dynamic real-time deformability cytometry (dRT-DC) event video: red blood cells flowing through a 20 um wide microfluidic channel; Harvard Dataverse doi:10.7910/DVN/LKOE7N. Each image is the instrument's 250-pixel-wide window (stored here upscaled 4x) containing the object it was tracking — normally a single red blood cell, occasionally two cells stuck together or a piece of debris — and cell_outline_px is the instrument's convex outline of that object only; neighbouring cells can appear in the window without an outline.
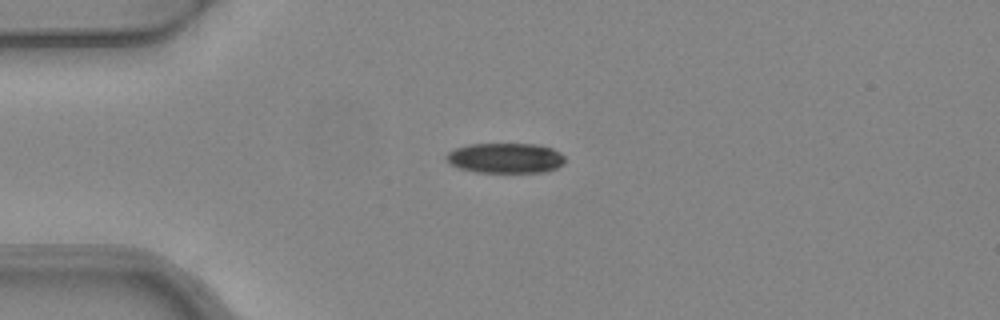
{"species": "common noctule bat (a hibernating species)", "species_latin": "Nyctalus noctula", "temperature_condition": "warm", "stored_images_in_passage": 1, "camera_frame_rate_fps": 3000, "um_per_image_px": 0.085, "animal": {"sex": "female", "body_mass_g": 24.6, "forearm_length_mm": 56.2}, "frame": {"image": 1, "passage_image": 1, "time_ms": 0.0, "image_size_px": [1000, 320], "cell_outline_px": [[564, 164], [556, 168], [544, 172], [476, 172], [460, 168], [448, 164], [444, 160], [444, 156], [448, 152], [456, 148], [468, 144], [536, 144], [552, 148], [560, 152], [564, 156]], "centroid_in_image_um": [42.93, 13.43], "position_along_channel_um": 42.1, "area_um2": 21.04}}